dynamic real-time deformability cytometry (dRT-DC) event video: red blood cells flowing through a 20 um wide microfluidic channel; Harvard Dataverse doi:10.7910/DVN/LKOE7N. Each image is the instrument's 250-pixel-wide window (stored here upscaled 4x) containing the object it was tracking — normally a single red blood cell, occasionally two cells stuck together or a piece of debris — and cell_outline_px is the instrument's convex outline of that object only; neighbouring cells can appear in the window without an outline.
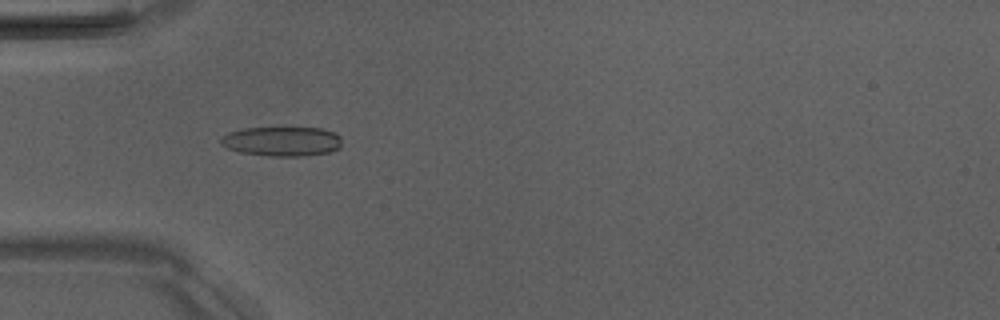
{"species": "Egyptian fruit bat (a non-hibernating species)", "species_latin": "Rousettus aegyptiacus", "temperature_condition": "room temperature", "stored_images_in_passage": 7, "camera_frame_rate_fps": 3000, "um_per_image_px": 0.085, "animal": {"sex": "male"}, "frame": {"image": 1, "passage_image": 5, "time_ms": 5.333, "image_size_px": [1000, 320], "cell_outline_px": [[340, 148], [328, 152], [304, 156], [268, 156], [240, 152], [224, 148], [220, 144], [220, 140], [228, 132], [244, 128], [320, 128], [332, 132], [340, 136]], "centroid_in_image_um": [23.92, 12.02], "position_along_channel_um": 61.1, "area_um2": 20.81}}
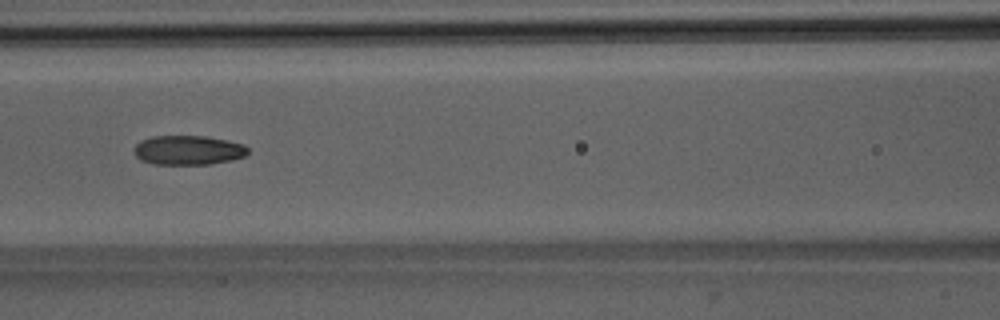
{"frame": {"image": 2, "passage_image": 7, "time_ms": 7.667, "image_size_px": [1000, 320], "cell_outline_px": [[248, 152], [244, 156], [232, 160], [208, 164], [152, 164], [140, 160], [136, 156], [136, 144], [140, 140], [152, 136], [208, 136], [228, 140], [244, 144], [248, 148]], "centroid_in_image_um": [16.01, 12.76], "position_along_channel_um": 150.6, "area_um2": 19.54}}